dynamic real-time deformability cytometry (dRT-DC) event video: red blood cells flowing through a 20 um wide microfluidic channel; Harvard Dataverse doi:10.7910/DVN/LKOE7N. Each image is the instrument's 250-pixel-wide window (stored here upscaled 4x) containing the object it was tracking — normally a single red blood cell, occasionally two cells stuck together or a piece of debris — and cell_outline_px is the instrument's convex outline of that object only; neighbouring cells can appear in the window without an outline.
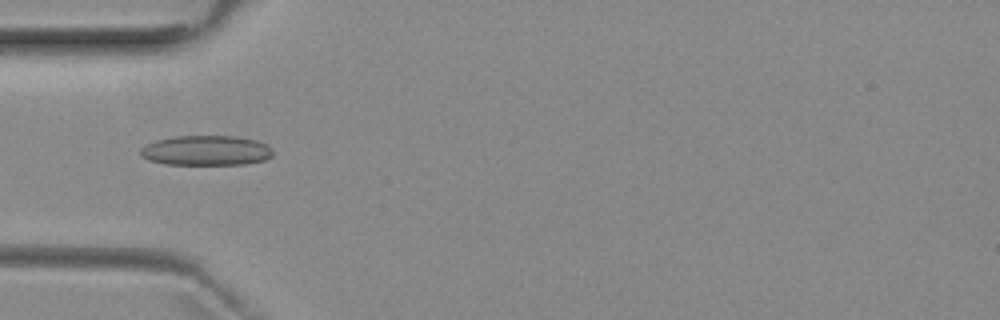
{"species": "common noctule bat (a hibernating species)", "species_latin": "Nyctalus noctula", "temperature_condition": "room temperature", "stored_images_in_passage": 4, "camera_frame_rate_fps": 3000, "um_per_image_px": 0.085, "animal": {"sex": "female", "body_mass_g": 29.2, "forearm_length_mm": 56.3}, "frame": {"image": 1, "passage_image": 2, "time_ms": 1.333, "image_size_px": [1000, 320], "cell_outline_px": [[272, 156], [264, 160], [244, 164], [164, 164], [148, 160], [140, 156], [140, 148], [144, 144], [156, 140], [176, 136], [236, 136], [256, 140], [268, 144], [272, 148]], "centroid_in_image_um": [17.5, 12.79], "position_along_channel_um": 67.5, "area_um2": 23.29}}
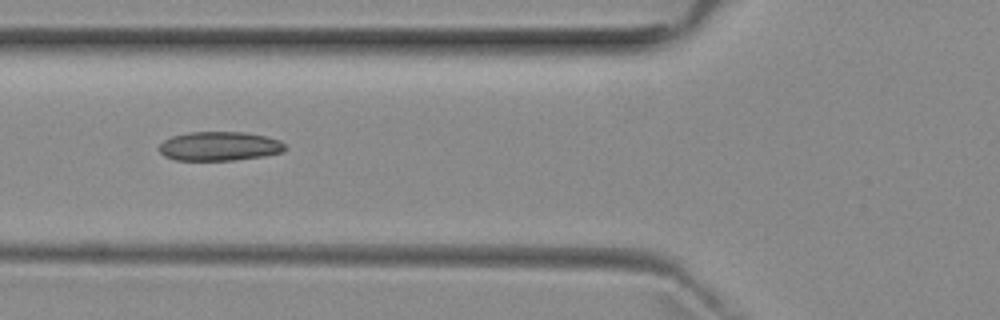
{"frame": {"image": 2, "passage_image": 3, "time_ms": 2.333, "image_size_px": [1000, 320], "cell_outline_px": [[288, 148], [284, 152], [264, 156], [232, 160], [176, 160], [164, 156], [160, 152], [160, 144], [164, 140], [172, 136], [188, 132], [244, 132], [268, 136], [280, 140]], "centroid_in_image_um": [18.69, 12.42], "position_along_channel_um": 107.1, "area_um2": 21.5}}
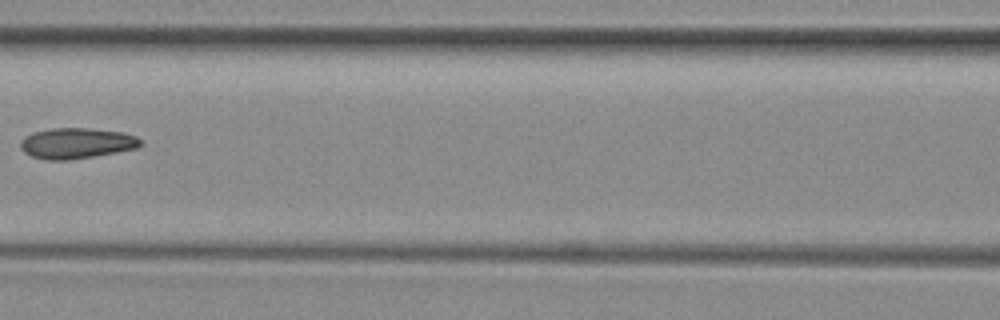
{"frame": {"image": 3, "passage_image": 4, "time_ms": 3.667, "image_size_px": [1000, 320], "cell_outline_px": [[144, 144], [136, 148], [116, 152], [68, 160], [44, 160], [32, 156], [24, 152], [20, 148], [20, 140], [24, 136], [32, 132], [52, 128], [88, 128], [124, 132], [136, 136]], "centroid_in_image_um": [6.48, 12.17], "position_along_channel_um": 160.1, "area_um2": 21.56}}